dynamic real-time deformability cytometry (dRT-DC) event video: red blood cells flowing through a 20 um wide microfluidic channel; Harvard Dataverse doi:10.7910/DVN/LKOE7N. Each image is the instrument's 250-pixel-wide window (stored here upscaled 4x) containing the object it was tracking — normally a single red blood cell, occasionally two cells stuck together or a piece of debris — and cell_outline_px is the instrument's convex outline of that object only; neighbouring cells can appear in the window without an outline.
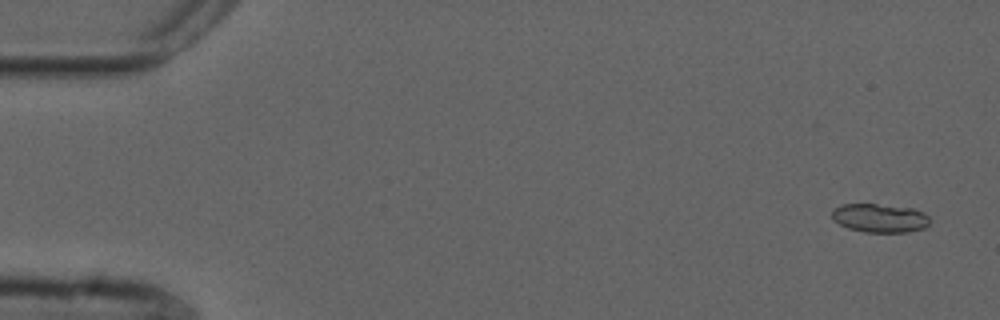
{"species": "common noctule bat (a hibernating species)", "species_latin": "Nyctalus noctula", "temperature_condition": "cold", "stored_images_in_passage": 4, "camera_frame_rate_fps": 3000, "um_per_image_px": 0.085, "animal": {"sex": "male", "forearm_length_mm": 52.5}, "frame": {"image": 1, "passage_image": 1, "time_ms": 0.0, "image_size_px": [1000, 320], "cell_outline_px": [[932, 220], [924, 228], [908, 232], [864, 232], [848, 228], [832, 220], [832, 212], [840, 204], [876, 204], [912, 208], [924, 212]], "centroid_in_image_um": [74.8, 18.54], "position_along_channel_um": 10.2, "area_um2": 16.42}}
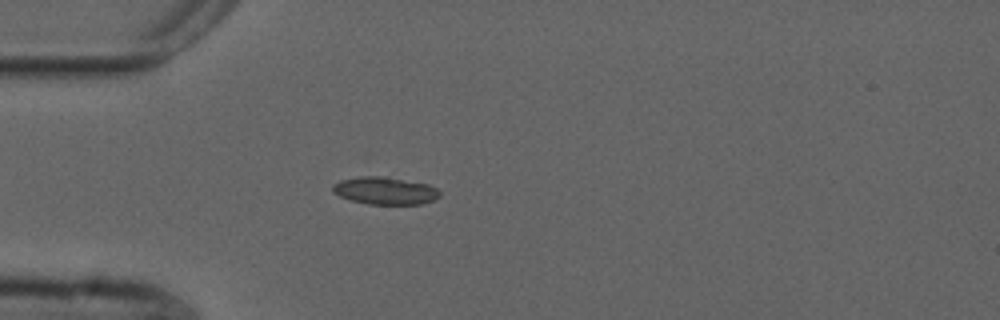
{"frame": {"image": 2, "passage_image": 4, "time_ms": 1.0, "image_size_px": [1000, 320], "cell_outline_px": [[440, 196], [432, 200], [420, 204], [368, 204], [352, 200], [340, 196], [332, 192], [332, 184], [340, 180], [360, 176], [380, 176], [428, 184], [436, 188], [440, 192]], "centroid_in_image_um": [32.7, 16.21], "position_along_channel_um": 52.3, "area_um2": 16.99}}